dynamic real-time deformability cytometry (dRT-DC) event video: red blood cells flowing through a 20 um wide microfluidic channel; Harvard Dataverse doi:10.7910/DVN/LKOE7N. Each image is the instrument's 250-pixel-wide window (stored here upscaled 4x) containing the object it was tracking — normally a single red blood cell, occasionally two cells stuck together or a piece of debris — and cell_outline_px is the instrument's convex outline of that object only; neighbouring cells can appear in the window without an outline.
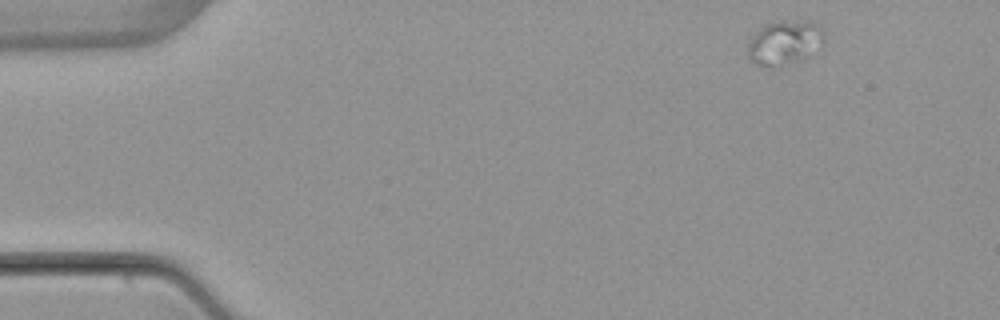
{"species": "common noctule bat (a hibernating species)", "species_latin": "Nyctalus noctula", "temperature_condition": "warm", "stored_images_in_passage": 5, "camera_frame_rate_fps": 3000, "um_per_image_px": 0.085, "animal": {"sex": "female", "body_mass_g": 22.7, "forearm_length_mm": 54.2}, "frame": {"image": 1, "passage_image": 1, "time_ms": 0.0, "image_size_px": [1000, 320], "cell_outline_px": [[824, 40], [804, 56], [796, 60], [772, 68], [764, 68], [756, 64], [748, 56], [748, 44], [756, 32], [764, 24], [776, 20], [808, 20], [816, 24], [824, 32]], "centroid_in_image_um": [66.62, 3.58], "position_along_channel_um": 18.4, "area_um2": 19.36}}
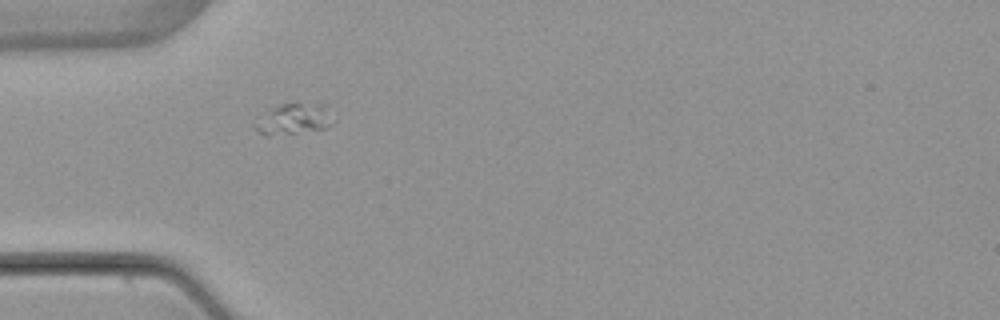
{"frame": {"image": 2, "passage_image": 4, "time_ms": 3.667, "image_size_px": [1000, 320], "cell_outline_px": [[336, 120], [328, 128], [268, 136], [256, 132], [252, 128], [252, 124], [280, 104], [328, 104]], "centroid_in_image_um": [25.05, 10.13], "position_along_channel_um": 60.0, "area_um2": 14.16}}
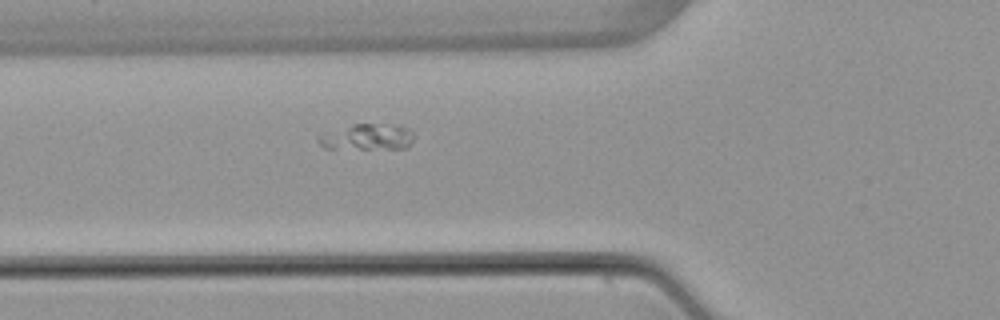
{"frame": {"image": 3, "passage_image": 5, "time_ms": 4.667, "image_size_px": [1000, 320], "cell_outline_px": [[412, 140], [408, 148], [324, 148], [316, 140], [316, 136], [352, 124], [400, 124], [408, 128], [412, 132]], "centroid_in_image_um": [31.23, 11.63], "position_along_channel_um": 94.6, "area_um2": 14.45}}